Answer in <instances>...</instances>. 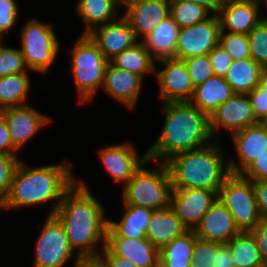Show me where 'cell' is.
Segmentation results:
<instances>
[{"instance_id": "1f68e13d", "label": "cell", "mask_w": 267, "mask_h": 267, "mask_svg": "<svg viewBox=\"0 0 267 267\" xmlns=\"http://www.w3.org/2000/svg\"><path fill=\"white\" fill-rule=\"evenodd\" d=\"M235 267H263L262 259L254 237L248 231H242L226 243Z\"/></svg>"}, {"instance_id": "4316f807", "label": "cell", "mask_w": 267, "mask_h": 267, "mask_svg": "<svg viewBox=\"0 0 267 267\" xmlns=\"http://www.w3.org/2000/svg\"><path fill=\"white\" fill-rule=\"evenodd\" d=\"M124 213L118 222L108 219V225L120 236L133 239L146 237V230L154 210L135 205H122Z\"/></svg>"}, {"instance_id": "d6a6232c", "label": "cell", "mask_w": 267, "mask_h": 267, "mask_svg": "<svg viewBox=\"0 0 267 267\" xmlns=\"http://www.w3.org/2000/svg\"><path fill=\"white\" fill-rule=\"evenodd\" d=\"M169 14L180 28L201 23L212 15L201 5L189 0H170Z\"/></svg>"}, {"instance_id": "ffe728a7", "label": "cell", "mask_w": 267, "mask_h": 267, "mask_svg": "<svg viewBox=\"0 0 267 267\" xmlns=\"http://www.w3.org/2000/svg\"><path fill=\"white\" fill-rule=\"evenodd\" d=\"M197 238L227 243L242 231L236 225L231 212L219 198L212 204L194 229Z\"/></svg>"}, {"instance_id": "7a4b0ae2", "label": "cell", "mask_w": 267, "mask_h": 267, "mask_svg": "<svg viewBox=\"0 0 267 267\" xmlns=\"http://www.w3.org/2000/svg\"><path fill=\"white\" fill-rule=\"evenodd\" d=\"M73 163L30 167L20 160L10 185V190L0 203V211L20 209L54 201L49 215H53L63 200L64 194L77 182Z\"/></svg>"}, {"instance_id": "e0dca14e", "label": "cell", "mask_w": 267, "mask_h": 267, "mask_svg": "<svg viewBox=\"0 0 267 267\" xmlns=\"http://www.w3.org/2000/svg\"><path fill=\"white\" fill-rule=\"evenodd\" d=\"M218 198L214 191L205 189H173L170 207L188 230H194Z\"/></svg>"}, {"instance_id": "e575fe53", "label": "cell", "mask_w": 267, "mask_h": 267, "mask_svg": "<svg viewBox=\"0 0 267 267\" xmlns=\"http://www.w3.org/2000/svg\"><path fill=\"white\" fill-rule=\"evenodd\" d=\"M29 71L20 48L9 47L2 41L0 43V78Z\"/></svg>"}, {"instance_id": "681fc988", "label": "cell", "mask_w": 267, "mask_h": 267, "mask_svg": "<svg viewBox=\"0 0 267 267\" xmlns=\"http://www.w3.org/2000/svg\"><path fill=\"white\" fill-rule=\"evenodd\" d=\"M73 267H106L100 256H85L74 259Z\"/></svg>"}, {"instance_id": "816d5d0a", "label": "cell", "mask_w": 267, "mask_h": 267, "mask_svg": "<svg viewBox=\"0 0 267 267\" xmlns=\"http://www.w3.org/2000/svg\"><path fill=\"white\" fill-rule=\"evenodd\" d=\"M225 1H244V2H254V3H262L264 2L265 3V0H225Z\"/></svg>"}, {"instance_id": "f35d334b", "label": "cell", "mask_w": 267, "mask_h": 267, "mask_svg": "<svg viewBox=\"0 0 267 267\" xmlns=\"http://www.w3.org/2000/svg\"><path fill=\"white\" fill-rule=\"evenodd\" d=\"M21 159L0 153V203L7 196L15 170Z\"/></svg>"}, {"instance_id": "44dd1931", "label": "cell", "mask_w": 267, "mask_h": 267, "mask_svg": "<svg viewBox=\"0 0 267 267\" xmlns=\"http://www.w3.org/2000/svg\"><path fill=\"white\" fill-rule=\"evenodd\" d=\"M143 78L108 63L102 89L128 109H135L142 90Z\"/></svg>"}, {"instance_id": "c3c4849f", "label": "cell", "mask_w": 267, "mask_h": 267, "mask_svg": "<svg viewBox=\"0 0 267 267\" xmlns=\"http://www.w3.org/2000/svg\"><path fill=\"white\" fill-rule=\"evenodd\" d=\"M106 267H138L129 259L117 255H99Z\"/></svg>"}, {"instance_id": "2e32d148", "label": "cell", "mask_w": 267, "mask_h": 267, "mask_svg": "<svg viewBox=\"0 0 267 267\" xmlns=\"http://www.w3.org/2000/svg\"><path fill=\"white\" fill-rule=\"evenodd\" d=\"M122 14L139 41L149 35L170 14V0H123Z\"/></svg>"}, {"instance_id": "74e56055", "label": "cell", "mask_w": 267, "mask_h": 267, "mask_svg": "<svg viewBox=\"0 0 267 267\" xmlns=\"http://www.w3.org/2000/svg\"><path fill=\"white\" fill-rule=\"evenodd\" d=\"M187 66L194 87L206 82L214 76V70L209 55H201L183 60Z\"/></svg>"}, {"instance_id": "f6af8a7d", "label": "cell", "mask_w": 267, "mask_h": 267, "mask_svg": "<svg viewBox=\"0 0 267 267\" xmlns=\"http://www.w3.org/2000/svg\"><path fill=\"white\" fill-rule=\"evenodd\" d=\"M18 150L13 146L12 140L10 138L9 128L4 119V117L0 114V153L11 155L14 157L18 156Z\"/></svg>"}, {"instance_id": "f5cc1de1", "label": "cell", "mask_w": 267, "mask_h": 267, "mask_svg": "<svg viewBox=\"0 0 267 267\" xmlns=\"http://www.w3.org/2000/svg\"><path fill=\"white\" fill-rule=\"evenodd\" d=\"M260 123L267 129V115L260 121Z\"/></svg>"}, {"instance_id": "60d3db41", "label": "cell", "mask_w": 267, "mask_h": 267, "mask_svg": "<svg viewBox=\"0 0 267 267\" xmlns=\"http://www.w3.org/2000/svg\"><path fill=\"white\" fill-rule=\"evenodd\" d=\"M19 4L16 0H0V36L13 28L18 21Z\"/></svg>"}, {"instance_id": "4fadbf2b", "label": "cell", "mask_w": 267, "mask_h": 267, "mask_svg": "<svg viewBox=\"0 0 267 267\" xmlns=\"http://www.w3.org/2000/svg\"><path fill=\"white\" fill-rule=\"evenodd\" d=\"M98 157L108 174L122 187L132 178L140 166L148 160L147 152L138 154L133 143L122 142L100 148Z\"/></svg>"}, {"instance_id": "ac0fdd59", "label": "cell", "mask_w": 267, "mask_h": 267, "mask_svg": "<svg viewBox=\"0 0 267 267\" xmlns=\"http://www.w3.org/2000/svg\"><path fill=\"white\" fill-rule=\"evenodd\" d=\"M87 35L109 61L138 42L134 30L124 16L97 26Z\"/></svg>"}, {"instance_id": "f1b7e54d", "label": "cell", "mask_w": 267, "mask_h": 267, "mask_svg": "<svg viewBox=\"0 0 267 267\" xmlns=\"http://www.w3.org/2000/svg\"><path fill=\"white\" fill-rule=\"evenodd\" d=\"M194 230L173 239L159 250V267H190L195 239Z\"/></svg>"}, {"instance_id": "4dcf8cb0", "label": "cell", "mask_w": 267, "mask_h": 267, "mask_svg": "<svg viewBox=\"0 0 267 267\" xmlns=\"http://www.w3.org/2000/svg\"><path fill=\"white\" fill-rule=\"evenodd\" d=\"M29 72H21L0 78V111L5 108L28 104L31 91ZM27 102V103H26Z\"/></svg>"}, {"instance_id": "7dc6e473", "label": "cell", "mask_w": 267, "mask_h": 267, "mask_svg": "<svg viewBox=\"0 0 267 267\" xmlns=\"http://www.w3.org/2000/svg\"><path fill=\"white\" fill-rule=\"evenodd\" d=\"M215 267H235L229 246L218 242L217 261Z\"/></svg>"}, {"instance_id": "f907efd6", "label": "cell", "mask_w": 267, "mask_h": 267, "mask_svg": "<svg viewBox=\"0 0 267 267\" xmlns=\"http://www.w3.org/2000/svg\"><path fill=\"white\" fill-rule=\"evenodd\" d=\"M196 4L201 5L212 15H218L223 7L225 0H189Z\"/></svg>"}, {"instance_id": "7402d4cb", "label": "cell", "mask_w": 267, "mask_h": 267, "mask_svg": "<svg viewBox=\"0 0 267 267\" xmlns=\"http://www.w3.org/2000/svg\"><path fill=\"white\" fill-rule=\"evenodd\" d=\"M260 7L254 2L225 1L218 14L221 32L248 35L265 18Z\"/></svg>"}, {"instance_id": "bcb514c9", "label": "cell", "mask_w": 267, "mask_h": 267, "mask_svg": "<svg viewBox=\"0 0 267 267\" xmlns=\"http://www.w3.org/2000/svg\"><path fill=\"white\" fill-rule=\"evenodd\" d=\"M259 212L267 218V180H251Z\"/></svg>"}, {"instance_id": "ab89813d", "label": "cell", "mask_w": 267, "mask_h": 267, "mask_svg": "<svg viewBox=\"0 0 267 267\" xmlns=\"http://www.w3.org/2000/svg\"><path fill=\"white\" fill-rule=\"evenodd\" d=\"M254 115L260 122L267 115V70L263 73L258 86L248 93Z\"/></svg>"}, {"instance_id": "5bb4252c", "label": "cell", "mask_w": 267, "mask_h": 267, "mask_svg": "<svg viewBox=\"0 0 267 267\" xmlns=\"http://www.w3.org/2000/svg\"><path fill=\"white\" fill-rule=\"evenodd\" d=\"M10 133L13 146L19 151L33 136L53 120L29 104L5 108L0 111Z\"/></svg>"}, {"instance_id": "db71d44e", "label": "cell", "mask_w": 267, "mask_h": 267, "mask_svg": "<svg viewBox=\"0 0 267 267\" xmlns=\"http://www.w3.org/2000/svg\"><path fill=\"white\" fill-rule=\"evenodd\" d=\"M265 8L267 9V0H265ZM266 11V15H265V18L267 19V10H265Z\"/></svg>"}, {"instance_id": "ee69618b", "label": "cell", "mask_w": 267, "mask_h": 267, "mask_svg": "<svg viewBox=\"0 0 267 267\" xmlns=\"http://www.w3.org/2000/svg\"><path fill=\"white\" fill-rule=\"evenodd\" d=\"M248 232L254 237L260 255L267 264V218H262V220Z\"/></svg>"}, {"instance_id": "7bdbcfd3", "label": "cell", "mask_w": 267, "mask_h": 267, "mask_svg": "<svg viewBox=\"0 0 267 267\" xmlns=\"http://www.w3.org/2000/svg\"><path fill=\"white\" fill-rule=\"evenodd\" d=\"M241 175L249 180H267V150L257 156Z\"/></svg>"}, {"instance_id": "f546056e", "label": "cell", "mask_w": 267, "mask_h": 267, "mask_svg": "<svg viewBox=\"0 0 267 267\" xmlns=\"http://www.w3.org/2000/svg\"><path fill=\"white\" fill-rule=\"evenodd\" d=\"M119 69L135 73L143 79L148 75H155L156 62L146 50L142 41L117 54L111 61Z\"/></svg>"}, {"instance_id": "5b68a950", "label": "cell", "mask_w": 267, "mask_h": 267, "mask_svg": "<svg viewBox=\"0 0 267 267\" xmlns=\"http://www.w3.org/2000/svg\"><path fill=\"white\" fill-rule=\"evenodd\" d=\"M149 159L134 173L122 188V204L161 210L170 206L173 190L166 163L156 162L147 168Z\"/></svg>"}, {"instance_id": "8992f818", "label": "cell", "mask_w": 267, "mask_h": 267, "mask_svg": "<svg viewBox=\"0 0 267 267\" xmlns=\"http://www.w3.org/2000/svg\"><path fill=\"white\" fill-rule=\"evenodd\" d=\"M71 73L78 103L89 104L101 89L110 62L88 35H80L71 48Z\"/></svg>"}, {"instance_id": "8fae6325", "label": "cell", "mask_w": 267, "mask_h": 267, "mask_svg": "<svg viewBox=\"0 0 267 267\" xmlns=\"http://www.w3.org/2000/svg\"><path fill=\"white\" fill-rule=\"evenodd\" d=\"M162 69L155 66V78L159 84V99L162 103L188 102L193 94L194 85L183 60L164 59L158 61Z\"/></svg>"}, {"instance_id": "277c9868", "label": "cell", "mask_w": 267, "mask_h": 267, "mask_svg": "<svg viewBox=\"0 0 267 267\" xmlns=\"http://www.w3.org/2000/svg\"><path fill=\"white\" fill-rule=\"evenodd\" d=\"M220 141L178 153L165 163L169 169L173 189H205L219 193L231 174ZM227 161V162H226Z\"/></svg>"}, {"instance_id": "603a6c76", "label": "cell", "mask_w": 267, "mask_h": 267, "mask_svg": "<svg viewBox=\"0 0 267 267\" xmlns=\"http://www.w3.org/2000/svg\"><path fill=\"white\" fill-rule=\"evenodd\" d=\"M179 30L180 27L169 15L142 39L146 50L156 63L164 59H176Z\"/></svg>"}, {"instance_id": "6da1fadb", "label": "cell", "mask_w": 267, "mask_h": 267, "mask_svg": "<svg viewBox=\"0 0 267 267\" xmlns=\"http://www.w3.org/2000/svg\"><path fill=\"white\" fill-rule=\"evenodd\" d=\"M83 180H77L64 194L53 215L64 227L69 243L79 257L99 256L106 244L109 218L104 205L92 195Z\"/></svg>"}, {"instance_id": "cb8c5ba5", "label": "cell", "mask_w": 267, "mask_h": 267, "mask_svg": "<svg viewBox=\"0 0 267 267\" xmlns=\"http://www.w3.org/2000/svg\"><path fill=\"white\" fill-rule=\"evenodd\" d=\"M187 231L188 228L169 206L165 209L153 211L146 230V237L160 250L164 245Z\"/></svg>"}, {"instance_id": "d6986e66", "label": "cell", "mask_w": 267, "mask_h": 267, "mask_svg": "<svg viewBox=\"0 0 267 267\" xmlns=\"http://www.w3.org/2000/svg\"><path fill=\"white\" fill-rule=\"evenodd\" d=\"M238 160L229 159L232 174H241L255 159L267 150V129L259 122L232 135Z\"/></svg>"}, {"instance_id": "8d00e7d4", "label": "cell", "mask_w": 267, "mask_h": 267, "mask_svg": "<svg viewBox=\"0 0 267 267\" xmlns=\"http://www.w3.org/2000/svg\"><path fill=\"white\" fill-rule=\"evenodd\" d=\"M217 251L218 242L196 238L190 267H215Z\"/></svg>"}, {"instance_id": "ba28073f", "label": "cell", "mask_w": 267, "mask_h": 267, "mask_svg": "<svg viewBox=\"0 0 267 267\" xmlns=\"http://www.w3.org/2000/svg\"><path fill=\"white\" fill-rule=\"evenodd\" d=\"M218 198L231 212L241 231H250L261 220L252 182L241 174H230L220 187Z\"/></svg>"}, {"instance_id": "3957f363", "label": "cell", "mask_w": 267, "mask_h": 267, "mask_svg": "<svg viewBox=\"0 0 267 267\" xmlns=\"http://www.w3.org/2000/svg\"><path fill=\"white\" fill-rule=\"evenodd\" d=\"M161 134L146 150L151 162L165 163L172 156L212 143L209 116L189 102L162 103Z\"/></svg>"}, {"instance_id": "9c48e42d", "label": "cell", "mask_w": 267, "mask_h": 267, "mask_svg": "<svg viewBox=\"0 0 267 267\" xmlns=\"http://www.w3.org/2000/svg\"><path fill=\"white\" fill-rule=\"evenodd\" d=\"M35 241L32 267H64L68 260L78 255L72 249L64 227L54 215H47Z\"/></svg>"}, {"instance_id": "b9f144b4", "label": "cell", "mask_w": 267, "mask_h": 267, "mask_svg": "<svg viewBox=\"0 0 267 267\" xmlns=\"http://www.w3.org/2000/svg\"><path fill=\"white\" fill-rule=\"evenodd\" d=\"M208 55L214 70V75L225 77L232 63L229 54L220 45H217Z\"/></svg>"}, {"instance_id": "52a82bcc", "label": "cell", "mask_w": 267, "mask_h": 267, "mask_svg": "<svg viewBox=\"0 0 267 267\" xmlns=\"http://www.w3.org/2000/svg\"><path fill=\"white\" fill-rule=\"evenodd\" d=\"M50 23L30 18L20 31V50L29 70L47 74L58 57L61 42Z\"/></svg>"}, {"instance_id": "83f0119b", "label": "cell", "mask_w": 267, "mask_h": 267, "mask_svg": "<svg viewBox=\"0 0 267 267\" xmlns=\"http://www.w3.org/2000/svg\"><path fill=\"white\" fill-rule=\"evenodd\" d=\"M265 71L251 58L234 60L224 78L235 93L248 94L258 86Z\"/></svg>"}, {"instance_id": "836d02e7", "label": "cell", "mask_w": 267, "mask_h": 267, "mask_svg": "<svg viewBox=\"0 0 267 267\" xmlns=\"http://www.w3.org/2000/svg\"><path fill=\"white\" fill-rule=\"evenodd\" d=\"M247 36L251 59L267 70V19L264 18Z\"/></svg>"}, {"instance_id": "30bf717a", "label": "cell", "mask_w": 267, "mask_h": 267, "mask_svg": "<svg viewBox=\"0 0 267 267\" xmlns=\"http://www.w3.org/2000/svg\"><path fill=\"white\" fill-rule=\"evenodd\" d=\"M221 32L218 15H211L205 21L180 28L176 59L186 60L191 57L208 55L217 45Z\"/></svg>"}, {"instance_id": "9a60e30c", "label": "cell", "mask_w": 267, "mask_h": 267, "mask_svg": "<svg viewBox=\"0 0 267 267\" xmlns=\"http://www.w3.org/2000/svg\"><path fill=\"white\" fill-rule=\"evenodd\" d=\"M100 255L122 256L138 267H159V249L147 238L120 237L109 225L106 244Z\"/></svg>"}, {"instance_id": "d4e9b609", "label": "cell", "mask_w": 267, "mask_h": 267, "mask_svg": "<svg viewBox=\"0 0 267 267\" xmlns=\"http://www.w3.org/2000/svg\"><path fill=\"white\" fill-rule=\"evenodd\" d=\"M234 94L235 92L224 77L214 75L194 88L192 97L188 102L210 117L219 106Z\"/></svg>"}, {"instance_id": "484cf974", "label": "cell", "mask_w": 267, "mask_h": 267, "mask_svg": "<svg viewBox=\"0 0 267 267\" xmlns=\"http://www.w3.org/2000/svg\"><path fill=\"white\" fill-rule=\"evenodd\" d=\"M121 5V6H120ZM123 0H77L75 11L85 24L81 35H87L94 28L117 20Z\"/></svg>"}, {"instance_id": "7c38bea8", "label": "cell", "mask_w": 267, "mask_h": 267, "mask_svg": "<svg viewBox=\"0 0 267 267\" xmlns=\"http://www.w3.org/2000/svg\"><path fill=\"white\" fill-rule=\"evenodd\" d=\"M210 131L213 138H216L218 130L222 128L234 133L258 124L248 94L235 93L229 100L219 106L209 117Z\"/></svg>"}, {"instance_id": "d590c367", "label": "cell", "mask_w": 267, "mask_h": 267, "mask_svg": "<svg viewBox=\"0 0 267 267\" xmlns=\"http://www.w3.org/2000/svg\"><path fill=\"white\" fill-rule=\"evenodd\" d=\"M219 45L229 54L232 61L251 58L246 34L220 32Z\"/></svg>"}]
</instances>
